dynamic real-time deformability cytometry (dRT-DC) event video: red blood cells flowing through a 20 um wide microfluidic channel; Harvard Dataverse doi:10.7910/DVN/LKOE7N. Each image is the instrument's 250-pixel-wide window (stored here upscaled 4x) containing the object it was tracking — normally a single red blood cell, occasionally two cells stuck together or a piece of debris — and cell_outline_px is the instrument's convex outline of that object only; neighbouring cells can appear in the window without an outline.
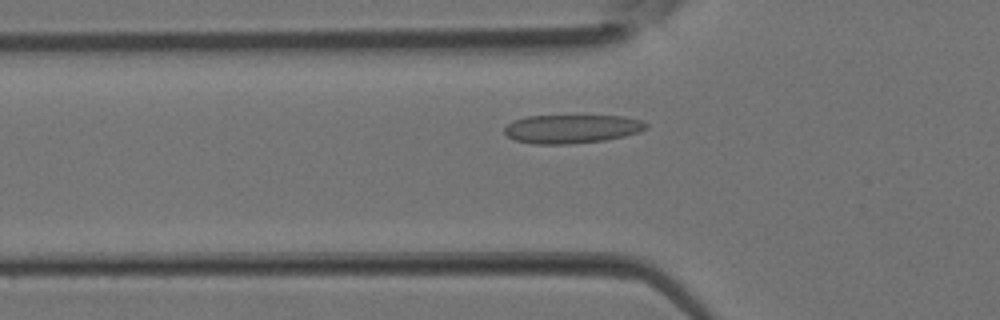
{"species": "Egyptian fruit bat (a non-hibernating species)", "species_latin": "Rousettus aegyptiacus", "temperature_condition": "room temperature", "stored_images_in_passage": 34, "camera_frame_rate_fps": 3000, "um_per_image_px": 0.085, "animal": {"sex": "female"}, "frame": {"image": 1, "passage_image": 9, "time_ms": 2.667, "image_size_px": [1000, 320], "cell_outline_px": [[648, 128], [640, 132], [624, 136], [604, 140], [568, 144], [532, 144], [516, 140], [508, 136], [504, 132], [504, 128], [512, 120], [524, 116], [624, 116], [644, 120], [648, 124]], "centroid_in_image_um": [48.62, 10.95], "position_along_channel_um": 77.2, "area_um2": 23.81}}
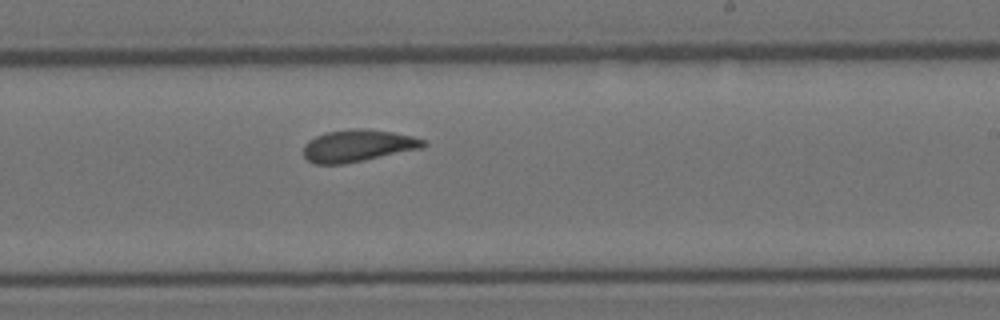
{"frame": {"image": 2, "passage_image": 19, "time_ms": 6.0, "image_size_px": [1000, 320], "cell_outline_px": [[428, 144], [424, 148], [344, 164], [312, 164], [304, 156], [304, 144], [308, 140], [316, 136], [328, 132], [360, 128], [392, 132], [412, 136], [428, 140]], "centroid_in_image_um": [30.45, 12.4], "position_along_channel_um": 258.5, "area_um2": 22.43}}
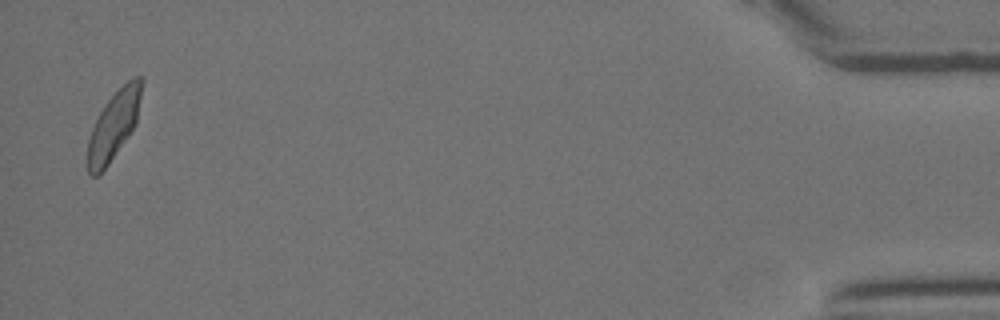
{"frame": {"image": 3, "passage_image": 33, "time_ms": 10.667, "image_size_px": [1000, 320], "cell_outline_px": [[144, 80], [136, 124], [108, 164], [96, 176], [92, 176], [88, 172], [88, 140], [92, 128], [104, 104], [132, 76], [140, 76]], "centroid_in_image_um": [9.7, 10.59], "position_along_channel_um": 425.5, "area_um2": 21.1}}